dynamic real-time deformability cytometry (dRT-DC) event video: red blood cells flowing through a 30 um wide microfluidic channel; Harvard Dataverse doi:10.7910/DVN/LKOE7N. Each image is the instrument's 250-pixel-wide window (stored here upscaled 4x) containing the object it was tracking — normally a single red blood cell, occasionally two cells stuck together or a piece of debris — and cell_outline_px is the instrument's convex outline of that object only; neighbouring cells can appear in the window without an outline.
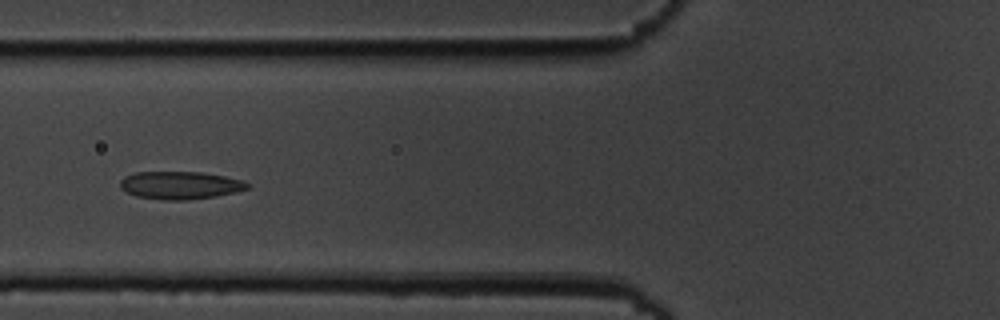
{"species": "common noctule bat (a hibernating species)", "species_latin": "Nyctalus noctula", "temperature_condition": "cold", "stored_images_in_passage": 8, "camera_frame_rate_fps": 3000, "um_per_image_px": 0.085, "animal": {"sex": "male", "body_mass_g": 19.5, "forearm_length_mm": 54.6}, "frame": {"image": 1, "passage_image": 6, "time_ms": 5.667, "image_size_px": [1000, 320], "cell_outline_px": [[248, 188], [236, 192], [216, 196], [188, 200], [160, 200], [136, 196], [120, 188], [120, 180], [124, 176], [136, 172], [200, 172], [224, 176], [244, 180], [248, 184]], "centroid_in_image_um": [15.3, 15.75], "position_along_channel_um": 110.5, "area_um2": 20.63}}
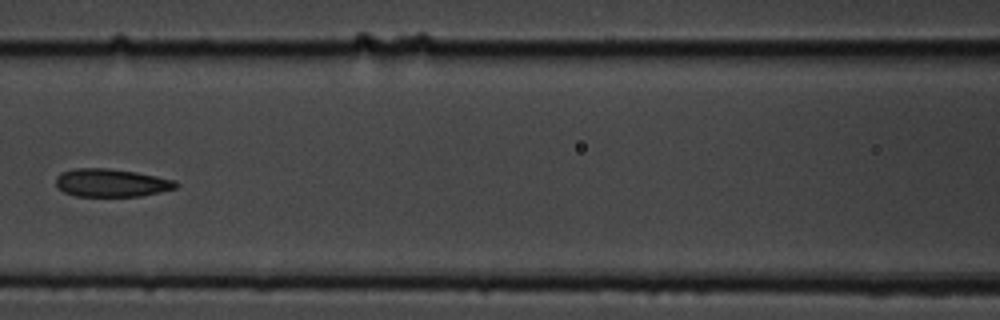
{"frame": {"image": 2, "passage_image": 7, "time_ms": 7.0, "image_size_px": [1000, 320], "cell_outline_px": [[180, 184], [176, 188], [160, 192], [140, 196], [76, 196], [64, 192], [56, 184], [56, 176], [60, 172], [76, 168], [108, 168], [136, 172], [176, 180]], "centroid_in_image_um": [9.48, 15.53], "position_along_channel_um": 157.1, "area_um2": 19.65}}
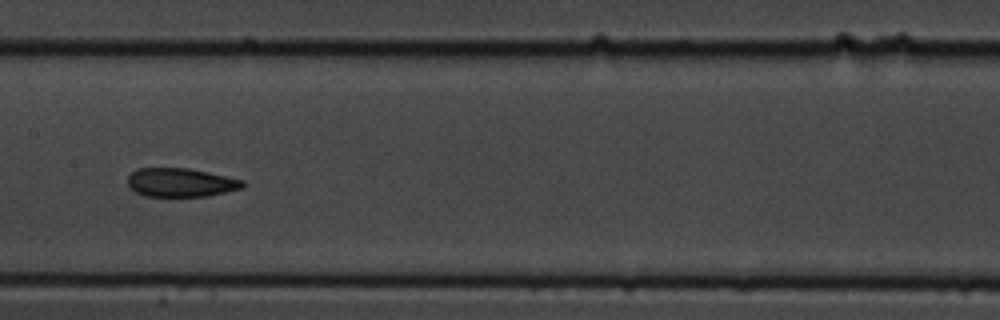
{"frame": {"image": 3, "passage_image": 8, "time_ms": 8.0, "image_size_px": [1000, 320], "cell_outline_px": [[248, 184], [244, 188], [204, 196], [144, 196], [136, 192], [128, 184], [128, 176], [136, 168], [188, 168], [208, 172], [244, 180]], "centroid_in_image_um": [15.39, 15.5], "position_along_channel_um": 192.0, "area_um2": 19.25}}